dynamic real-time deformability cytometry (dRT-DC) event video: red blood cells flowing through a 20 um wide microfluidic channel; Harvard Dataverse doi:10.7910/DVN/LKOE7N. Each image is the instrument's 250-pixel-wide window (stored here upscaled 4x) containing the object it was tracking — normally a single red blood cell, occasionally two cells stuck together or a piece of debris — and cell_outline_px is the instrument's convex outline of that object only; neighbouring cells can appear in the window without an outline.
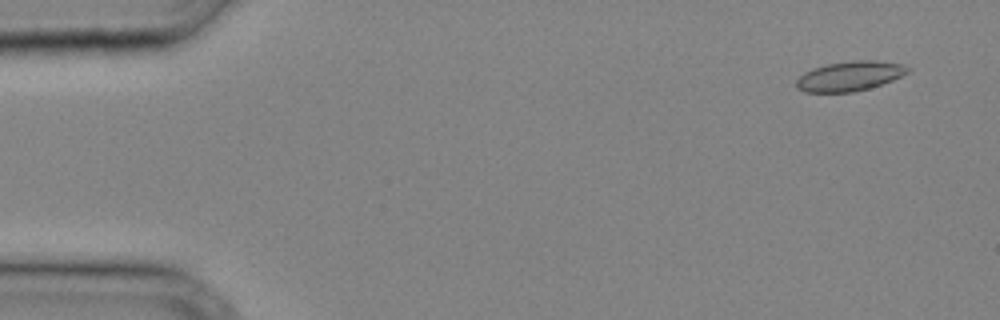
{"species": "common noctule bat (a hibernating species)", "species_latin": "Nyctalus noctula", "temperature_condition": "cold", "stored_images_in_passage": 33, "camera_frame_rate_fps": 3000, "um_per_image_px": 0.085, "animal": {"sex": "male", "body_mass_g": 20.4}, "frame": {"image": 1, "passage_image": 3, "time_ms": 0.667, "image_size_px": [1000, 320], "cell_outline_px": [[912, 68], [908, 72], [892, 80], [868, 88], [852, 92], [804, 92], [796, 88], [796, 80], [804, 72], [812, 68], [828, 64], [852, 60], [876, 60], [904, 64]], "centroid_in_image_um": [72.22, 6.46], "position_along_channel_um": 12.8, "area_um2": 19.31}}
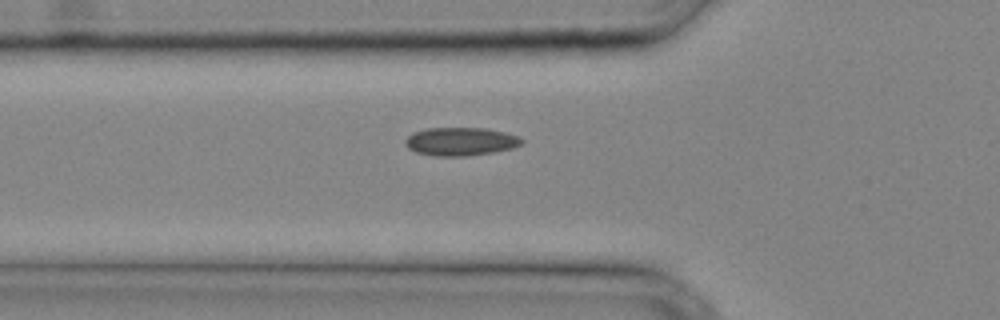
{"frame": {"image": 2, "passage_image": 13, "time_ms": 4.0, "image_size_px": [1000, 320], "cell_outline_px": [[524, 140], [520, 144], [512, 148], [492, 152], [468, 156], [432, 156], [416, 152], [408, 148], [404, 144], [404, 140], [412, 132], [428, 128], [484, 128], [504, 132], [516, 136]], "centroid_in_image_um": [39.09, 12.03], "position_along_channel_um": 86.7, "area_um2": 19.13}}
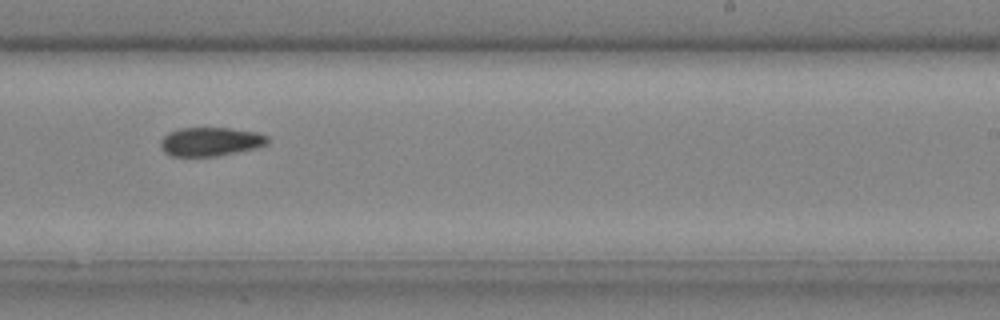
{"frame": {"image": 3, "passage_image": 23, "time_ms": 7.333, "image_size_px": [1000, 320], "cell_outline_px": [[268, 144], [256, 148], [216, 156], [172, 156], [164, 152], [160, 148], [160, 140], [168, 132], [180, 128], [232, 128], [256, 132], [268, 136]], "centroid_in_image_um": [17.87, 12.03], "position_along_channel_um": 271.1, "area_um2": 18.03}}